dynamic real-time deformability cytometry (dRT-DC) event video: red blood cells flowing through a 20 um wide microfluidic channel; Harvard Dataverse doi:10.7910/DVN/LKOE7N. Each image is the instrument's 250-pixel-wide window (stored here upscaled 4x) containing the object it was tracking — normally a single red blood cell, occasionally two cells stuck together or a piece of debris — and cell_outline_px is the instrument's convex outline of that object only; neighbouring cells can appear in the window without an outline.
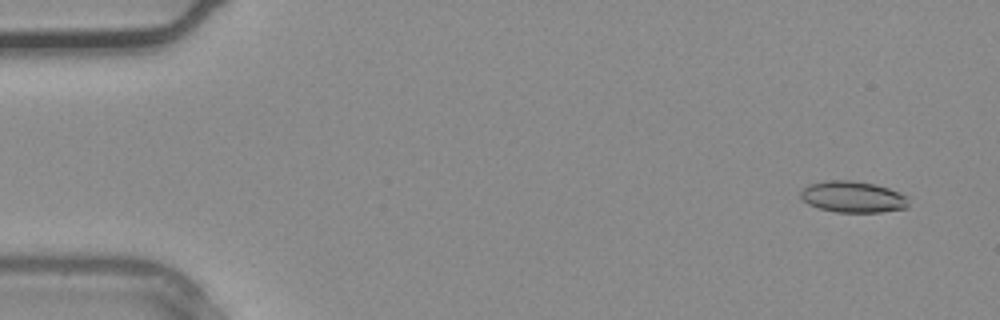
{"species": "common noctule bat (a hibernating species)", "species_latin": "Nyctalus noctula", "temperature_condition": "warm", "stored_images_in_passage": 38, "camera_frame_rate_fps": 3000, "um_per_image_px": 0.085, "animal": {"sex": "male", "body_mass_g": 20.4}, "frame": {"image": 1, "passage_image": 3, "time_ms": 0.667, "image_size_px": [1000, 320], "cell_outline_px": [[908, 208], [880, 212], [836, 212], [820, 208], [808, 204], [800, 196], [800, 192], [808, 184], [824, 180], [852, 180], [876, 184], [888, 188], [908, 196]], "centroid_in_image_um": [72.5, 16.72], "position_along_channel_um": 12.5, "area_um2": 19.83}}
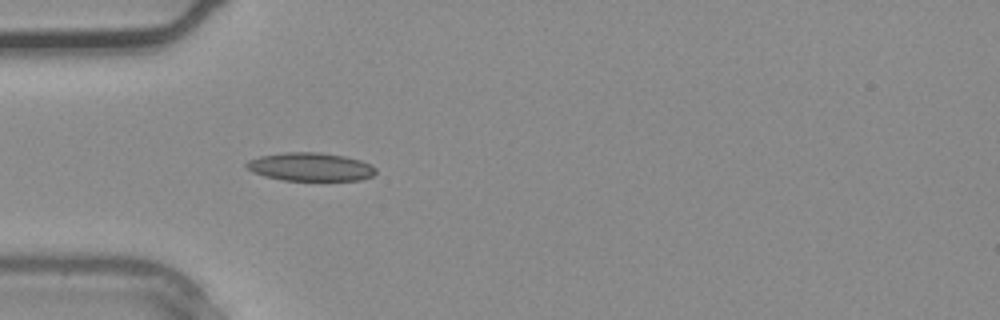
{"frame": {"image": 2, "passage_image": 12, "time_ms": 3.667, "image_size_px": [1000, 320], "cell_outline_px": [[376, 172], [372, 176], [360, 180], [284, 180], [264, 176], [252, 172], [244, 164], [248, 160], [260, 156], [284, 152], [320, 152], [344, 156], [360, 160], [372, 164], [376, 168]], "centroid_in_image_um": [26.39, 14.17], "position_along_channel_um": 58.6, "area_um2": 21.39}}
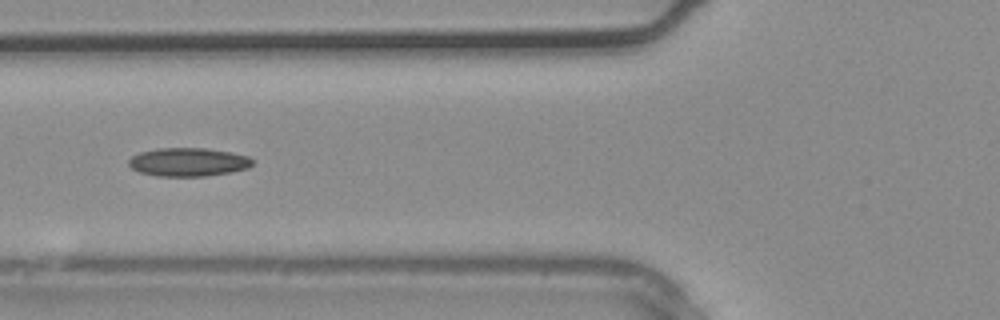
{"frame": {"image": 3, "passage_image": 15, "time_ms": 4.667, "image_size_px": [1000, 320], "cell_outline_px": [[252, 164], [248, 168], [232, 172], [204, 176], [156, 176], [140, 172], [132, 168], [128, 164], [128, 160], [132, 156], [140, 152], [156, 148], [204, 148], [232, 152], [248, 156], [252, 160]], "centroid_in_image_um": [15.99, 13.77], "position_along_channel_um": 109.8, "area_um2": 20.58}}